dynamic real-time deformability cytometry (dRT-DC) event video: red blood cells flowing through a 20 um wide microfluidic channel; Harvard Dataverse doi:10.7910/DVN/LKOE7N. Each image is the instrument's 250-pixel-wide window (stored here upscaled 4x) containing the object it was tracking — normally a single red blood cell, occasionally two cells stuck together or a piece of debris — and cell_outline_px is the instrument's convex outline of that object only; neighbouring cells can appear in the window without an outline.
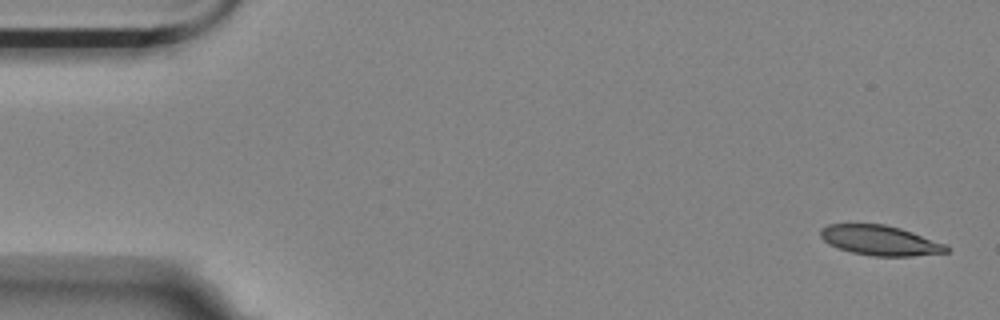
{"species": "Egyptian fruit bat (a non-hibernating species)", "species_latin": "Rousettus aegyptiacus", "temperature_condition": "room temperature", "stored_images_in_passage": 6, "camera_frame_rate_fps": 3000, "um_per_image_px": 0.085, "animal": {"sex": "female"}, "frame": {"image": 1, "passage_image": 1, "time_ms": 0.0, "image_size_px": [1000, 320], "cell_outline_px": [[952, 248], [948, 252], [912, 256], [876, 256], [852, 252], [828, 244], [820, 236], [820, 228], [828, 224], [884, 224], [900, 228], [948, 244]], "centroid_in_image_um": [74.85, 20.43], "position_along_channel_um": 10.2, "area_um2": 22.02}}
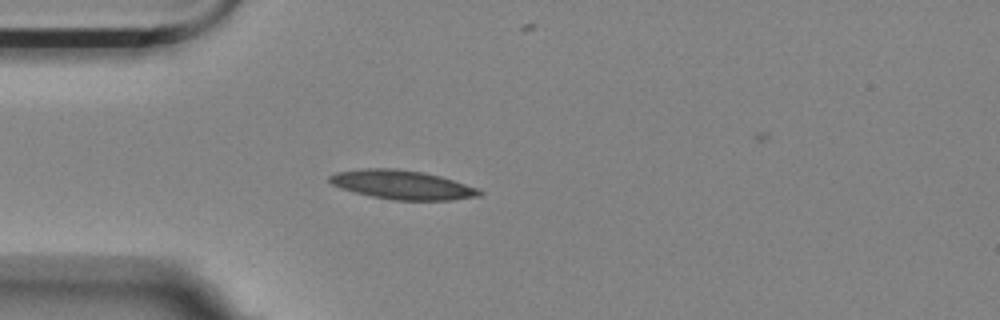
{"frame": {"image": 2, "passage_image": 5, "time_ms": 4.333, "image_size_px": [1000, 320], "cell_outline_px": [[484, 192], [480, 196], [452, 200], [392, 200], [372, 196], [340, 188], [332, 184], [328, 180], [328, 176], [336, 172], [364, 168], [396, 168], [424, 172], [440, 176], [480, 188]], "centroid_in_image_um": [34.22, 15.7], "position_along_channel_um": 50.8, "area_um2": 25.49}}